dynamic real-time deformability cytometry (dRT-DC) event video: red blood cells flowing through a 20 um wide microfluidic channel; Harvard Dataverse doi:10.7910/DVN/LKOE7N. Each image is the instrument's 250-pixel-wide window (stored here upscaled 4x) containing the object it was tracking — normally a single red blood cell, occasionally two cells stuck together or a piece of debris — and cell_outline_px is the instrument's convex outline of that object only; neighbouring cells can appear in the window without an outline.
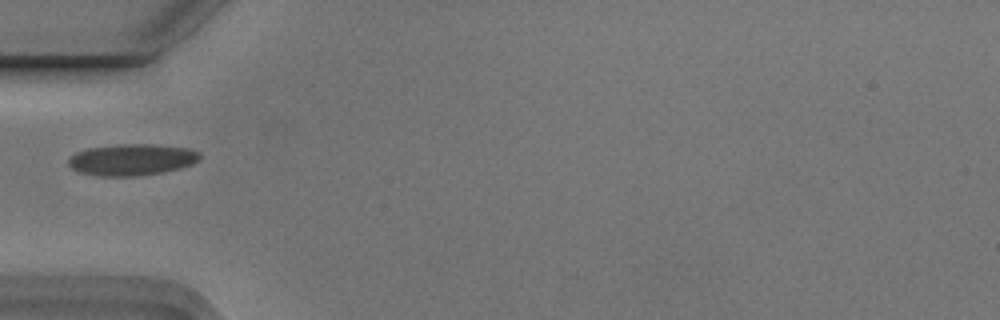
{"species": "Egyptian fruit bat (a non-hibernating species)", "species_latin": "Rousettus aegyptiacus", "temperature_condition": "cold", "stored_images_in_passage": 2, "camera_frame_rate_fps": 3000, "um_per_image_px": 0.085, "animal": {"sex": "male"}, "frame": {"image": 1, "passage_image": 1, "time_ms": 0.0, "image_size_px": [1000, 320], "cell_outline_px": [[200, 156], [192, 164], [180, 168], [160, 172], [136, 176], [100, 176], [80, 172], [72, 168], [68, 164], [68, 160], [76, 152], [88, 148], [116, 144], [152, 144], [188, 148], [200, 152]], "centroid_in_image_um": [11.19, 13.56], "position_along_channel_um": 73.8, "area_um2": 23.93}}